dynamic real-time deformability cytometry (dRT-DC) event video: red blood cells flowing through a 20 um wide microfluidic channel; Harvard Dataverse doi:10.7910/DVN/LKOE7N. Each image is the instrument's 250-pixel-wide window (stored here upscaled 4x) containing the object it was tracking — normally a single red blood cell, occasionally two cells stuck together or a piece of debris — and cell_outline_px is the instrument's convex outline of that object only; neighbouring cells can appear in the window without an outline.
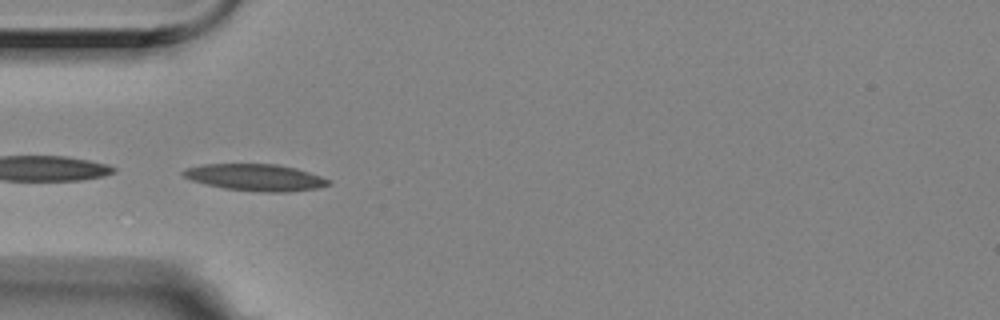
{"species": "Egyptian fruit bat (a non-hibernating species)", "species_latin": "Rousettus aegyptiacus", "temperature_condition": "room temperature", "stored_images_in_passage": 55, "camera_frame_rate_fps": 3000, "um_per_image_px": 0.085, "animal": {"sex": "female"}, "frame": {"image": 1, "passage_image": 16, "time_ms": 5.0, "image_size_px": [1000, 320], "cell_outline_px": [[332, 184], [320, 188], [288, 192], [264, 192], [224, 188], [204, 184], [192, 180], [184, 176], [180, 172], [184, 168], [204, 164], [276, 164], [296, 168], [332, 180]], "centroid_in_image_um": [21.73, 15.08], "position_along_channel_um": 63.3, "area_um2": 22.77}}
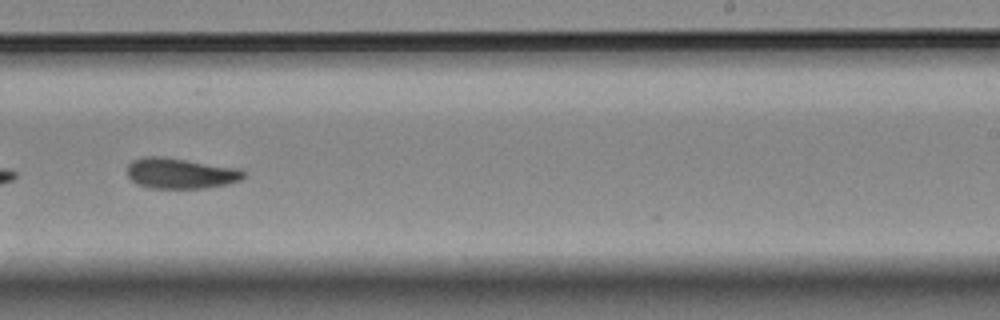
{"frame": {"image": 2, "passage_image": 34, "time_ms": 11.0, "image_size_px": [1000, 320], "cell_outline_px": [[244, 176], [240, 180], [228, 184], [204, 188], [152, 188], [136, 184], [128, 176], [128, 164], [132, 160], [144, 156], [164, 156], [240, 168], [244, 172]], "centroid_in_image_um": [15.34, 14.72], "position_along_channel_um": 273.7, "area_um2": 20.92}}
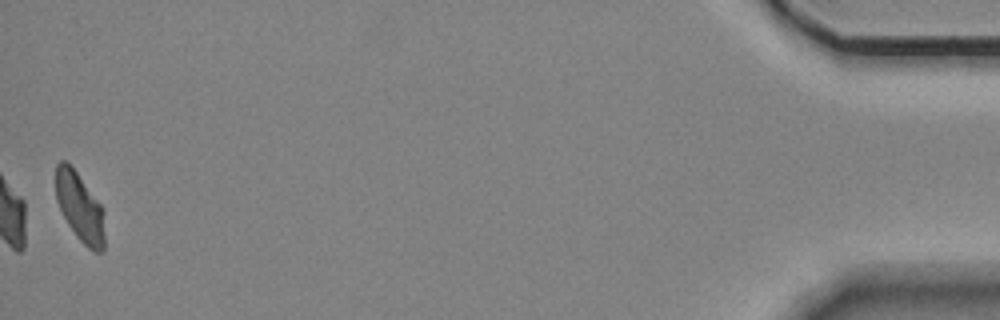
{"frame": {"image": 3, "passage_image": 55, "time_ms": 18.0, "image_size_px": [1000, 320], "cell_outline_px": [[104, 248], [100, 252], [92, 252], [76, 236], [68, 224], [56, 200], [56, 164], [60, 160], [64, 160], [76, 172], [104, 208]], "centroid_in_image_um": [6.8, 17.64], "position_along_channel_um": 428.4, "area_um2": 19.54}, "authors_computed_cell_mechanics": {"area_um2": 20.9236, "velocity_mm_per_s": 3.5116, "shape_relaxation_time_tau1_ms": 9.3524, "shape_relaxation_time_tau2_ms": 3.7908, "deformation_change_tau1": 0.2042, "deformation_change_tau2": 0.102}}